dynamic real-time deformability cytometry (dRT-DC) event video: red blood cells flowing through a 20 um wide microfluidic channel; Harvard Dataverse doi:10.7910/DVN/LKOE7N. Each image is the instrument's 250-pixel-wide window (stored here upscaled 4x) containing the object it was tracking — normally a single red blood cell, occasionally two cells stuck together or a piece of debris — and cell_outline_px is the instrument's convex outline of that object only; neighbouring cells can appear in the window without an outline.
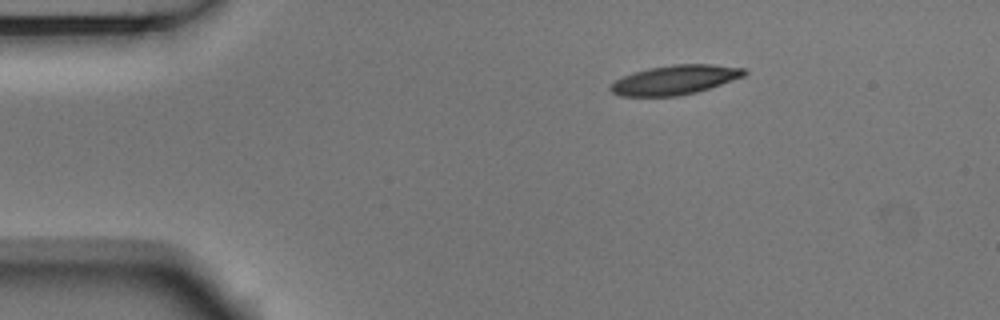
{"species": "Egyptian fruit bat (a non-hibernating species)", "species_latin": "Rousettus aegyptiacus", "temperature_condition": "room temperature", "stored_images_in_passage": 3, "camera_frame_rate_fps": 3000, "um_per_image_px": 0.085, "animal": {"sex": "male"}, "frame": {"image": 1, "passage_image": 1, "time_ms": 0.0, "image_size_px": [1000, 320], "cell_outline_px": [[748, 72], [744, 76], [696, 92], [676, 96], [620, 96], [612, 92], [608, 88], [616, 80], [624, 76], [648, 68], [676, 64], [708, 64], [744, 68]], "centroid_in_image_um": [57.36, 6.79], "position_along_channel_um": 27.6, "area_um2": 22.54}}
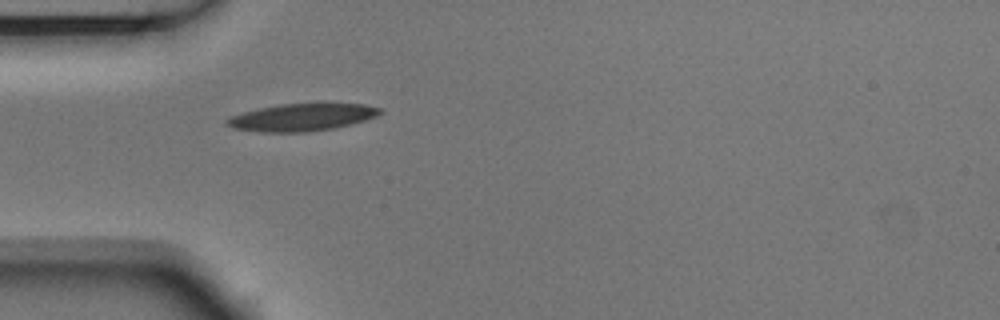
{"frame": {"image": 2, "passage_image": 3, "time_ms": 0.667, "image_size_px": [1000, 320], "cell_outline_px": [[384, 112], [376, 116], [352, 124], [332, 128], [308, 132], [260, 132], [232, 128], [224, 124], [224, 120], [228, 116], [260, 108], [280, 104], [324, 100], [364, 104], [380, 108]], "centroid_in_image_um": [25.69, 9.92], "position_along_channel_um": 59.3, "area_um2": 25.55}}